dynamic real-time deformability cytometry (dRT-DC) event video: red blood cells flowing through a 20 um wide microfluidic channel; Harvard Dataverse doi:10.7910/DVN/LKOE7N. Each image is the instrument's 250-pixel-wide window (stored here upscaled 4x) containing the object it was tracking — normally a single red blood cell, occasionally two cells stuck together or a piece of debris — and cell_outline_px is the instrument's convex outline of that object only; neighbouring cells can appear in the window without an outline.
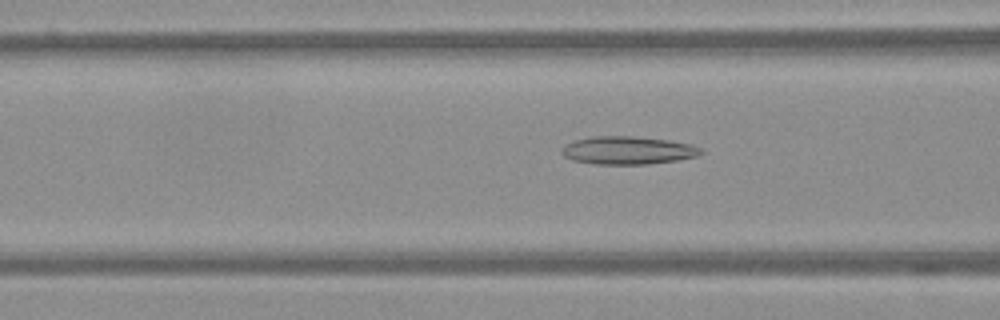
{"species": "Egyptian fruit bat (a non-hibernating species)", "species_latin": "Rousettus aegyptiacus", "temperature_condition": "warm", "stored_images_in_passage": 10, "camera_frame_rate_fps": 3000, "um_per_image_px": 0.085, "frame": {"image": 1, "passage_image": 7, "time_ms": 2.0, "image_size_px": [1000, 320], "cell_outline_px": [[704, 152], [696, 156], [676, 160], [648, 164], [596, 164], [572, 160], [564, 156], [560, 152], [560, 148], [576, 140], [592, 136], [632, 136], [668, 140], [692, 144], [700, 148]], "centroid_in_image_um": [53.35, 12.78], "position_along_channel_um": 113.2, "area_um2": 22.6}}